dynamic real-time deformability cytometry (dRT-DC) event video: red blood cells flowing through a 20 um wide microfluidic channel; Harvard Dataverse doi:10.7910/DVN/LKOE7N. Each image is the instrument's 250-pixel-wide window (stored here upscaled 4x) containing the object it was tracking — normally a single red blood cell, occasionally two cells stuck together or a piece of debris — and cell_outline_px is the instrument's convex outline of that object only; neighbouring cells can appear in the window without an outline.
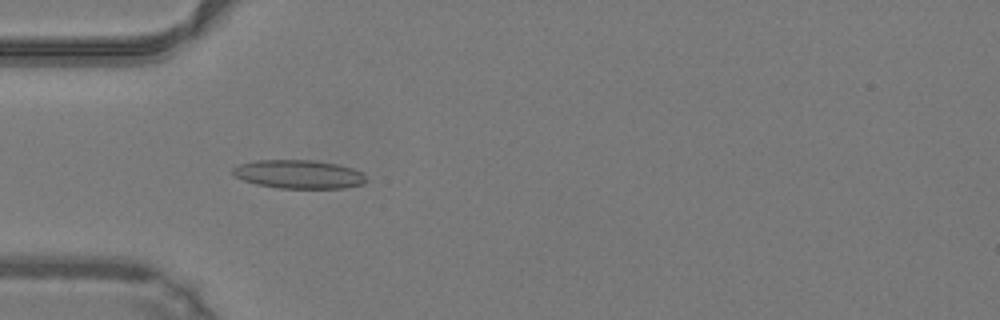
{"species": "common noctule bat (a hibernating species)", "species_latin": "Nyctalus noctula", "temperature_condition": "warm", "stored_images_in_passage": 48, "camera_frame_rate_fps": 3000, "um_per_image_px": 0.085, "animal": {"sex": "male", "body_mass_g": 19.2, "forearm_length_mm": 51.8}, "frame": {"image": 1, "passage_image": 15, "time_ms": 4.667, "image_size_px": [1000, 320], "cell_outline_px": [[368, 180], [364, 184], [344, 188], [276, 188], [256, 184], [244, 180], [236, 176], [232, 172], [232, 168], [240, 164], [256, 160], [316, 160], [336, 164], [352, 168], [364, 172]], "centroid_in_image_um": [25.44, 14.81], "position_along_channel_um": 59.6, "area_um2": 22.37}}
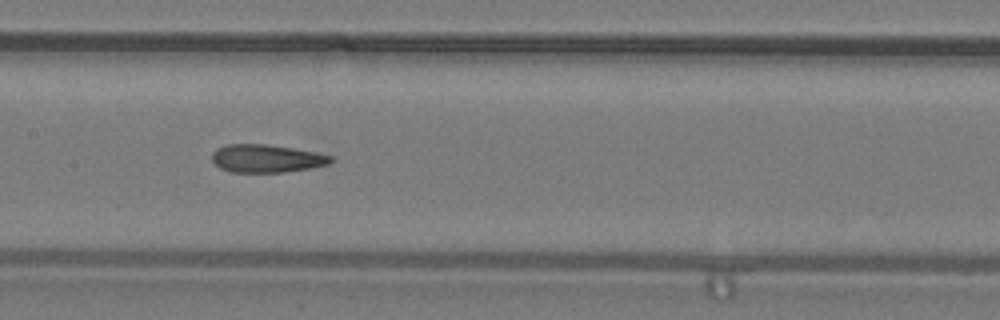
{"frame": {"image": 2, "passage_image": 24, "time_ms": 7.667, "image_size_px": [1000, 320], "cell_outline_px": [[332, 160], [328, 164], [308, 168], [284, 172], [228, 172], [220, 168], [212, 160], [212, 152], [216, 148], [228, 144], [264, 144], [292, 148], [316, 152], [332, 156]], "centroid_in_image_um": [22.61, 13.47], "position_along_channel_um": 184.8, "area_um2": 19.25}}
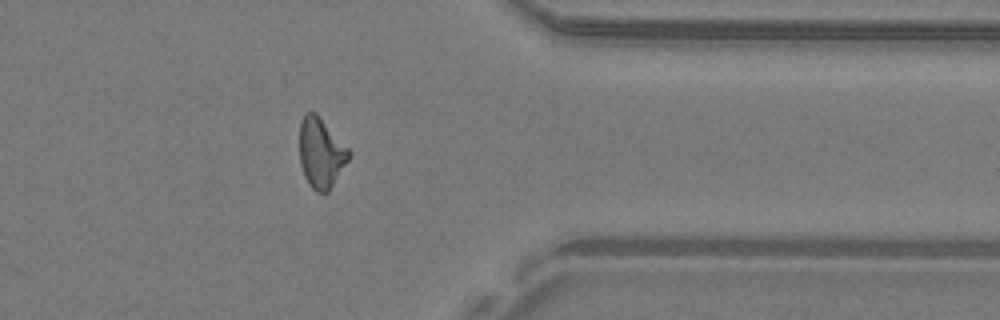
{"frame": {"image": 3, "passage_image": 39, "time_ms": 12.667, "image_size_px": [1000, 320], "cell_outline_px": [[352, 152], [348, 160], [328, 192], [316, 192], [308, 184], [304, 176], [300, 164], [300, 124], [304, 112], [316, 112]], "centroid_in_image_um": [27.27, 12.99], "position_along_channel_um": 384.1, "area_um2": 20.11}, "authors_computed_cell_mechanics": {"area_um2": 19.9699, "velocity_mm_per_s": 4.2594, "shape_relaxation_time_tau1_ms": null, "shape_relaxation_time_tau2_ms": 1.4489, "deformation_change_tau1": null, "deformation_change_tau2": 0.1014}}